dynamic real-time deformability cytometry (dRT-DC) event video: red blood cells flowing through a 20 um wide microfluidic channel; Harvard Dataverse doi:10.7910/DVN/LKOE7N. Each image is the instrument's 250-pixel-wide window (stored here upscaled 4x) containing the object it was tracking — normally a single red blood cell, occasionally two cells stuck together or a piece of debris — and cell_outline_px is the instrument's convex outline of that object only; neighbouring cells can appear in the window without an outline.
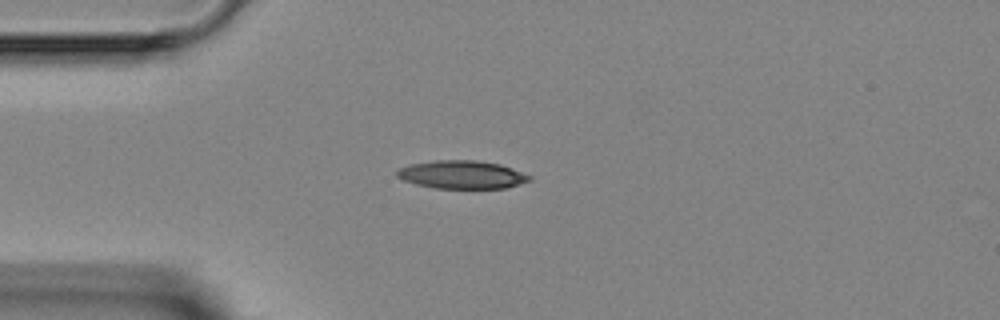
{"species": "Egyptian fruit bat (a non-hibernating species)", "species_latin": "Rousettus aegyptiacus", "temperature_condition": "room temperature", "stored_images_in_passage": 2, "camera_frame_rate_fps": 3000, "um_per_image_px": 0.085, "animal": {"sex": "female"}, "frame": {"image": 1, "passage_image": 2, "time_ms": 2.333, "image_size_px": [1000, 320], "cell_outline_px": [[532, 180], [520, 184], [504, 188], [436, 188], [416, 184], [404, 180], [396, 176], [396, 172], [400, 168], [408, 164], [436, 160], [476, 160], [500, 164], [512, 168], [532, 176]], "centroid_in_image_um": [39.27, 14.84], "position_along_channel_um": 45.7, "area_um2": 21.73}}